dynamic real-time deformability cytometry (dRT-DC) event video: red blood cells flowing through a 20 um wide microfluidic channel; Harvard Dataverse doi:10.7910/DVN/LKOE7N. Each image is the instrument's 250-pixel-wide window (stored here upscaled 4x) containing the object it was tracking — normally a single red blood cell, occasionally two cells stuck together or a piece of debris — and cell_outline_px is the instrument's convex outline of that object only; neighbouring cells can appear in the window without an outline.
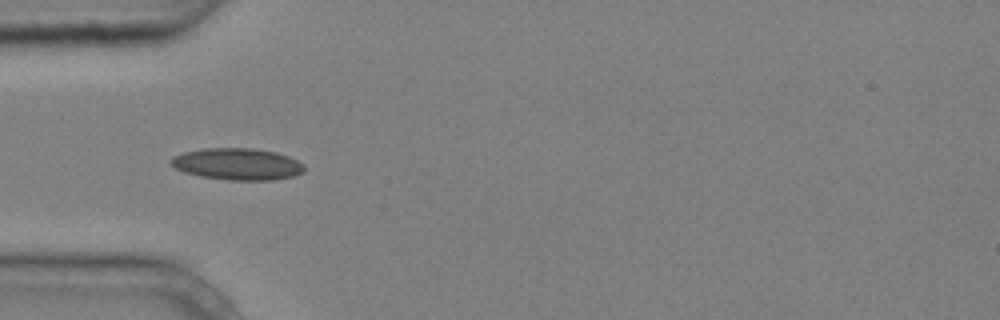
{"species": "common noctule bat (a hibernating species)", "species_latin": "Nyctalus noctula", "temperature_condition": "cold", "stored_images_in_passage": 3, "camera_frame_rate_fps": 3000, "um_per_image_px": 0.085, "animal": {"sex": "male", "body_mass_g": 20.4}, "frame": {"image": 1, "passage_image": 2, "time_ms": 0.333, "image_size_px": [1000, 320], "cell_outline_px": [[304, 172], [292, 176], [276, 180], [228, 180], [200, 176], [184, 172], [176, 168], [168, 160], [172, 156], [184, 152], [204, 148], [256, 148], [276, 152], [288, 156], [304, 164]], "centroid_in_image_um": [20.18, 13.94], "position_along_channel_um": 64.8, "area_um2": 24.8}}
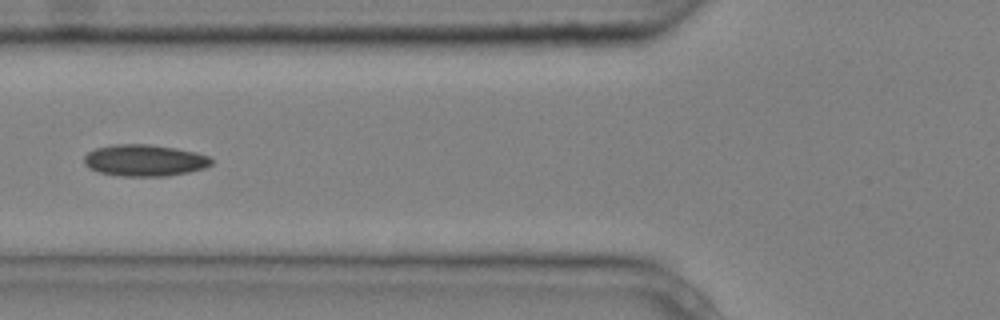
{"frame": {"image": 2, "passage_image": 3, "time_ms": 0.667, "image_size_px": [1000, 320], "cell_outline_px": [[212, 164], [204, 168], [188, 172], [164, 176], [120, 176], [100, 172], [88, 168], [84, 164], [84, 156], [88, 152], [96, 148], [112, 144], [148, 144], [176, 148], [196, 152], [208, 156], [212, 160]], "centroid_in_image_um": [12.27, 13.62], "position_along_channel_um": 113.5, "area_um2": 23.47}}